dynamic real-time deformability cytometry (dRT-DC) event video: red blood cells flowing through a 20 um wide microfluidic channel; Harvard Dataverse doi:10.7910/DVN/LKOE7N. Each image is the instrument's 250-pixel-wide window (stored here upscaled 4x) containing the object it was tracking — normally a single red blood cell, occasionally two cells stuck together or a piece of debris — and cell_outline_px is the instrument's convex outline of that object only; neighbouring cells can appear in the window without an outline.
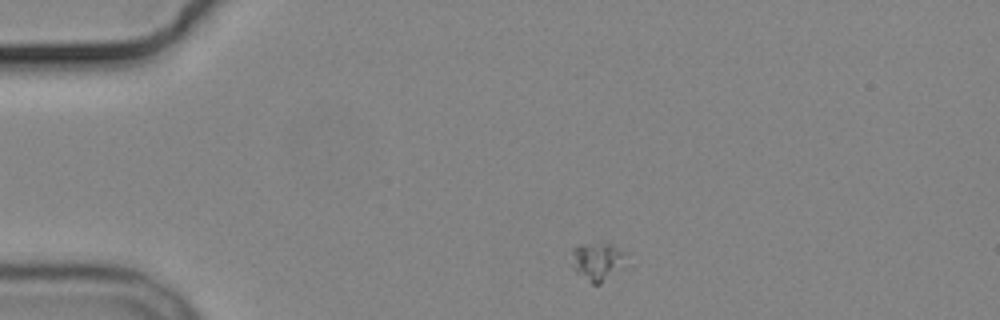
{"species": "common noctule bat (a hibernating species)", "species_latin": "Nyctalus noctula", "temperature_condition": "cold", "stored_images_in_passage": 9, "camera_frame_rate_fps": 3000, "um_per_image_px": 0.085, "animal": {"sex": "male", "body_mass_g": 19.2, "forearm_length_mm": 51.8}, "frame": {"image": 1, "passage_image": 1, "time_ms": 0.0, "image_size_px": [1000, 320], "cell_outline_px": [[628, 252], [600, 284], [592, 284], [576, 272], [568, 264], [572, 248], [580, 244], [612, 244]], "centroid_in_image_um": [50.61, 22.16], "position_along_channel_um": 34.4, "area_um2": 11.56}}
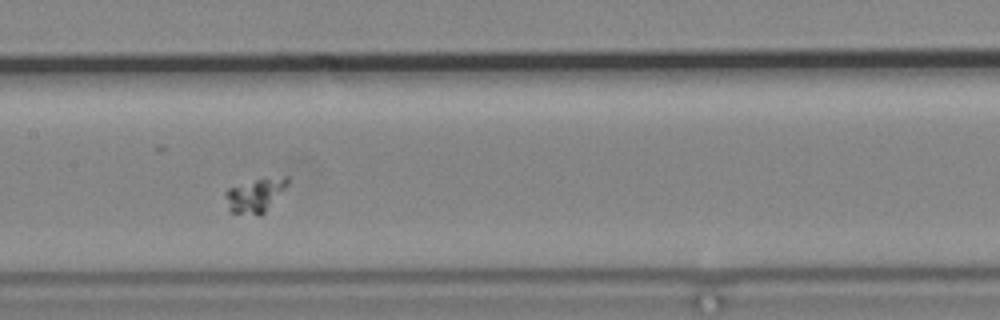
{"frame": {"image": 2, "passage_image": 6, "time_ms": 5.667, "image_size_px": [1000, 320], "cell_outline_px": [[288, 184], [264, 212], [260, 216], [256, 216], [232, 212], [228, 208], [224, 196], [224, 192], [228, 188], [256, 180], [284, 176], [288, 176]], "centroid_in_image_um": [21.65, 16.62], "position_along_channel_um": 185.7, "area_um2": 11.96}}
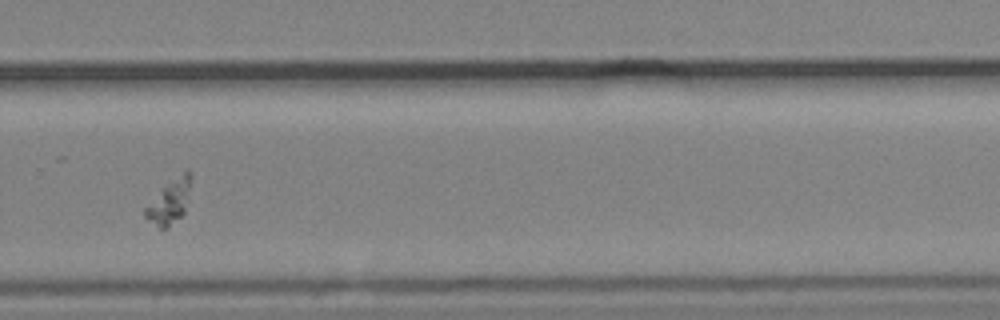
{"frame": {"image": 3, "passage_image": 9, "time_ms": 9.333, "image_size_px": [1000, 320], "cell_outline_px": [[192, 176], [184, 212], [180, 216], [164, 228], [160, 228], [144, 216], [144, 208], [184, 168], [188, 168], [192, 172]], "centroid_in_image_um": [14.45, 17.06], "position_along_channel_um": 315.4, "area_um2": 11.21}}